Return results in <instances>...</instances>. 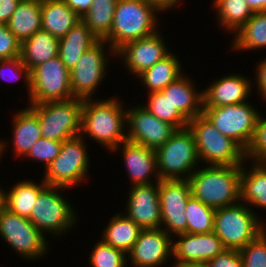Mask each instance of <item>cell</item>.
<instances>
[{
  "label": "cell",
  "instance_id": "6da1fadb",
  "mask_svg": "<svg viewBox=\"0 0 266 267\" xmlns=\"http://www.w3.org/2000/svg\"><path fill=\"white\" fill-rule=\"evenodd\" d=\"M118 99H83L80 136H89L108 151L126 141V108Z\"/></svg>",
  "mask_w": 266,
  "mask_h": 267
},
{
  "label": "cell",
  "instance_id": "7a4b0ae2",
  "mask_svg": "<svg viewBox=\"0 0 266 267\" xmlns=\"http://www.w3.org/2000/svg\"><path fill=\"white\" fill-rule=\"evenodd\" d=\"M160 11L164 12L148 0H118L111 31L103 40L116 52L130 41L153 35L159 31L156 15Z\"/></svg>",
  "mask_w": 266,
  "mask_h": 267
},
{
  "label": "cell",
  "instance_id": "3957f363",
  "mask_svg": "<svg viewBox=\"0 0 266 267\" xmlns=\"http://www.w3.org/2000/svg\"><path fill=\"white\" fill-rule=\"evenodd\" d=\"M205 166L188 179L191 195L214 209L238 203L241 166Z\"/></svg>",
  "mask_w": 266,
  "mask_h": 267
},
{
  "label": "cell",
  "instance_id": "277c9868",
  "mask_svg": "<svg viewBox=\"0 0 266 267\" xmlns=\"http://www.w3.org/2000/svg\"><path fill=\"white\" fill-rule=\"evenodd\" d=\"M193 133L199 161L207 166H242L246 160L245 150L234 140L221 134L204 115L188 122Z\"/></svg>",
  "mask_w": 266,
  "mask_h": 267
},
{
  "label": "cell",
  "instance_id": "5b68a950",
  "mask_svg": "<svg viewBox=\"0 0 266 267\" xmlns=\"http://www.w3.org/2000/svg\"><path fill=\"white\" fill-rule=\"evenodd\" d=\"M257 216L253 209L240 201L218 208L215 211L214 232L226 249L241 250L266 229Z\"/></svg>",
  "mask_w": 266,
  "mask_h": 267
},
{
  "label": "cell",
  "instance_id": "8992f818",
  "mask_svg": "<svg viewBox=\"0 0 266 267\" xmlns=\"http://www.w3.org/2000/svg\"><path fill=\"white\" fill-rule=\"evenodd\" d=\"M155 152L160 180H188L201 163L193 133L188 127L177 130Z\"/></svg>",
  "mask_w": 266,
  "mask_h": 267
},
{
  "label": "cell",
  "instance_id": "52a82bcc",
  "mask_svg": "<svg viewBox=\"0 0 266 267\" xmlns=\"http://www.w3.org/2000/svg\"><path fill=\"white\" fill-rule=\"evenodd\" d=\"M65 189L68 188L47 185L32 206L28 219L43 235H65L77 223L74 206L62 195Z\"/></svg>",
  "mask_w": 266,
  "mask_h": 267
},
{
  "label": "cell",
  "instance_id": "ba28073f",
  "mask_svg": "<svg viewBox=\"0 0 266 267\" xmlns=\"http://www.w3.org/2000/svg\"><path fill=\"white\" fill-rule=\"evenodd\" d=\"M38 117L42 138L65 141L80 135L83 99L29 105Z\"/></svg>",
  "mask_w": 266,
  "mask_h": 267
},
{
  "label": "cell",
  "instance_id": "9c48e42d",
  "mask_svg": "<svg viewBox=\"0 0 266 267\" xmlns=\"http://www.w3.org/2000/svg\"><path fill=\"white\" fill-rule=\"evenodd\" d=\"M84 141L80 135L63 141L60 154L44 170L47 185L72 188L87 181L90 158Z\"/></svg>",
  "mask_w": 266,
  "mask_h": 267
},
{
  "label": "cell",
  "instance_id": "30bf717a",
  "mask_svg": "<svg viewBox=\"0 0 266 267\" xmlns=\"http://www.w3.org/2000/svg\"><path fill=\"white\" fill-rule=\"evenodd\" d=\"M30 76L31 90L28 105L75 98L71 92L70 71L59 56L33 68Z\"/></svg>",
  "mask_w": 266,
  "mask_h": 267
},
{
  "label": "cell",
  "instance_id": "8fae6325",
  "mask_svg": "<svg viewBox=\"0 0 266 267\" xmlns=\"http://www.w3.org/2000/svg\"><path fill=\"white\" fill-rule=\"evenodd\" d=\"M245 103L222 107H203V114L225 136L246 150L252 140L260 112Z\"/></svg>",
  "mask_w": 266,
  "mask_h": 267
},
{
  "label": "cell",
  "instance_id": "7c38bea8",
  "mask_svg": "<svg viewBox=\"0 0 266 267\" xmlns=\"http://www.w3.org/2000/svg\"><path fill=\"white\" fill-rule=\"evenodd\" d=\"M108 44L106 49L104 46ZM106 49V50H105ZM116 56V52L105 40H98L80 57L76 66L70 71L71 92L75 98H92L100 83L104 80L105 72L110 58L106 56Z\"/></svg>",
  "mask_w": 266,
  "mask_h": 267
},
{
  "label": "cell",
  "instance_id": "4fadbf2b",
  "mask_svg": "<svg viewBox=\"0 0 266 267\" xmlns=\"http://www.w3.org/2000/svg\"><path fill=\"white\" fill-rule=\"evenodd\" d=\"M0 236L25 259L42 258L48 252V240L29 219L6 208L0 212Z\"/></svg>",
  "mask_w": 266,
  "mask_h": 267
},
{
  "label": "cell",
  "instance_id": "5bb4252c",
  "mask_svg": "<svg viewBox=\"0 0 266 267\" xmlns=\"http://www.w3.org/2000/svg\"><path fill=\"white\" fill-rule=\"evenodd\" d=\"M190 196L191 187L188 180L159 181L161 228L173 236L172 238L186 233L187 218L184 212Z\"/></svg>",
  "mask_w": 266,
  "mask_h": 267
},
{
  "label": "cell",
  "instance_id": "9a60e30c",
  "mask_svg": "<svg viewBox=\"0 0 266 267\" xmlns=\"http://www.w3.org/2000/svg\"><path fill=\"white\" fill-rule=\"evenodd\" d=\"M134 106L128 109L126 107L128 141L156 150L177 131L174 126L156 118L142 105Z\"/></svg>",
  "mask_w": 266,
  "mask_h": 267
},
{
  "label": "cell",
  "instance_id": "2e32d148",
  "mask_svg": "<svg viewBox=\"0 0 266 267\" xmlns=\"http://www.w3.org/2000/svg\"><path fill=\"white\" fill-rule=\"evenodd\" d=\"M177 241H172V257L176 260L173 267L185 264L207 263L226 248L215 232L175 235Z\"/></svg>",
  "mask_w": 266,
  "mask_h": 267
},
{
  "label": "cell",
  "instance_id": "e0dca14e",
  "mask_svg": "<svg viewBox=\"0 0 266 267\" xmlns=\"http://www.w3.org/2000/svg\"><path fill=\"white\" fill-rule=\"evenodd\" d=\"M171 238L162 228L143 229L127 259L133 267H161L171 259L172 241L175 240Z\"/></svg>",
  "mask_w": 266,
  "mask_h": 267
},
{
  "label": "cell",
  "instance_id": "ac0fdd59",
  "mask_svg": "<svg viewBox=\"0 0 266 267\" xmlns=\"http://www.w3.org/2000/svg\"><path fill=\"white\" fill-rule=\"evenodd\" d=\"M125 206L124 214L142 229L161 228L159 182L131 186Z\"/></svg>",
  "mask_w": 266,
  "mask_h": 267
},
{
  "label": "cell",
  "instance_id": "d6986e66",
  "mask_svg": "<svg viewBox=\"0 0 266 267\" xmlns=\"http://www.w3.org/2000/svg\"><path fill=\"white\" fill-rule=\"evenodd\" d=\"M160 32L124 44L116 51V58L123 59L126 69L135 76L152 67L170 53Z\"/></svg>",
  "mask_w": 266,
  "mask_h": 267
},
{
  "label": "cell",
  "instance_id": "ffe728a7",
  "mask_svg": "<svg viewBox=\"0 0 266 267\" xmlns=\"http://www.w3.org/2000/svg\"><path fill=\"white\" fill-rule=\"evenodd\" d=\"M122 148V157L124 166L128 171L132 183L131 185H147L160 181L157 173L156 152L154 149L147 148L144 145L136 144L131 141H124L119 146L114 148L113 151H118ZM155 181H151L152 176Z\"/></svg>",
  "mask_w": 266,
  "mask_h": 267
},
{
  "label": "cell",
  "instance_id": "44dd1931",
  "mask_svg": "<svg viewBox=\"0 0 266 267\" xmlns=\"http://www.w3.org/2000/svg\"><path fill=\"white\" fill-rule=\"evenodd\" d=\"M252 83L241 74L222 76L203 91V107H222L245 103L250 98Z\"/></svg>",
  "mask_w": 266,
  "mask_h": 267
},
{
  "label": "cell",
  "instance_id": "7402d4cb",
  "mask_svg": "<svg viewBox=\"0 0 266 267\" xmlns=\"http://www.w3.org/2000/svg\"><path fill=\"white\" fill-rule=\"evenodd\" d=\"M194 82L182 74L170 83L162 93L168 96L176 109L188 122L203 114V91H196Z\"/></svg>",
  "mask_w": 266,
  "mask_h": 267
},
{
  "label": "cell",
  "instance_id": "603a6c76",
  "mask_svg": "<svg viewBox=\"0 0 266 267\" xmlns=\"http://www.w3.org/2000/svg\"><path fill=\"white\" fill-rule=\"evenodd\" d=\"M245 164L248 165L244 162L241 166L240 202L251 209L258 207L266 210V163L253 162L248 169Z\"/></svg>",
  "mask_w": 266,
  "mask_h": 267
},
{
  "label": "cell",
  "instance_id": "cb8c5ba5",
  "mask_svg": "<svg viewBox=\"0 0 266 267\" xmlns=\"http://www.w3.org/2000/svg\"><path fill=\"white\" fill-rule=\"evenodd\" d=\"M98 40L83 21L79 20L64 37L59 39L58 56L66 68L71 71L81 55Z\"/></svg>",
  "mask_w": 266,
  "mask_h": 267
},
{
  "label": "cell",
  "instance_id": "d4e9b609",
  "mask_svg": "<svg viewBox=\"0 0 266 267\" xmlns=\"http://www.w3.org/2000/svg\"><path fill=\"white\" fill-rule=\"evenodd\" d=\"M80 17L63 0H43L41 5L42 30L60 39L73 28Z\"/></svg>",
  "mask_w": 266,
  "mask_h": 267
},
{
  "label": "cell",
  "instance_id": "484cf974",
  "mask_svg": "<svg viewBox=\"0 0 266 267\" xmlns=\"http://www.w3.org/2000/svg\"><path fill=\"white\" fill-rule=\"evenodd\" d=\"M59 39L40 30L21 43L20 57L31 71L38 65L58 56Z\"/></svg>",
  "mask_w": 266,
  "mask_h": 267
},
{
  "label": "cell",
  "instance_id": "4316f807",
  "mask_svg": "<svg viewBox=\"0 0 266 267\" xmlns=\"http://www.w3.org/2000/svg\"><path fill=\"white\" fill-rule=\"evenodd\" d=\"M13 116V153L21 158L42 138L41 128L38 117L28 107Z\"/></svg>",
  "mask_w": 266,
  "mask_h": 267
},
{
  "label": "cell",
  "instance_id": "83f0119b",
  "mask_svg": "<svg viewBox=\"0 0 266 267\" xmlns=\"http://www.w3.org/2000/svg\"><path fill=\"white\" fill-rule=\"evenodd\" d=\"M41 5L40 0H21L11 15L7 27L20 43L42 30Z\"/></svg>",
  "mask_w": 266,
  "mask_h": 267
},
{
  "label": "cell",
  "instance_id": "f1b7e54d",
  "mask_svg": "<svg viewBox=\"0 0 266 267\" xmlns=\"http://www.w3.org/2000/svg\"><path fill=\"white\" fill-rule=\"evenodd\" d=\"M143 229L123 213L112 215L102 232L101 240L128 254Z\"/></svg>",
  "mask_w": 266,
  "mask_h": 267
},
{
  "label": "cell",
  "instance_id": "f546056e",
  "mask_svg": "<svg viewBox=\"0 0 266 267\" xmlns=\"http://www.w3.org/2000/svg\"><path fill=\"white\" fill-rule=\"evenodd\" d=\"M169 53L166 57L156 62L152 67L145 69L136 77H139L149 93L159 92L174 82L183 73L179 57Z\"/></svg>",
  "mask_w": 266,
  "mask_h": 267
},
{
  "label": "cell",
  "instance_id": "4dcf8cb0",
  "mask_svg": "<svg viewBox=\"0 0 266 267\" xmlns=\"http://www.w3.org/2000/svg\"><path fill=\"white\" fill-rule=\"evenodd\" d=\"M46 186L44 180L39 184L33 180L18 181L9 191H6V209L16 215L29 218L35 200Z\"/></svg>",
  "mask_w": 266,
  "mask_h": 267
},
{
  "label": "cell",
  "instance_id": "1f68e13d",
  "mask_svg": "<svg viewBox=\"0 0 266 267\" xmlns=\"http://www.w3.org/2000/svg\"><path fill=\"white\" fill-rule=\"evenodd\" d=\"M233 35L232 50L241 52L266 48V11L254 12L252 17Z\"/></svg>",
  "mask_w": 266,
  "mask_h": 267
},
{
  "label": "cell",
  "instance_id": "d6a6232c",
  "mask_svg": "<svg viewBox=\"0 0 266 267\" xmlns=\"http://www.w3.org/2000/svg\"><path fill=\"white\" fill-rule=\"evenodd\" d=\"M217 13V22L227 33L236 32L254 14L246 0H213Z\"/></svg>",
  "mask_w": 266,
  "mask_h": 267
},
{
  "label": "cell",
  "instance_id": "836d02e7",
  "mask_svg": "<svg viewBox=\"0 0 266 267\" xmlns=\"http://www.w3.org/2000/svg\"><path fill=\"white\" fill-rule=\"evenodd\" d=\"M117 1L93 0L89 11L80 18L99 40L111 31Z\"/></svg>",
  "mask_w": 266,
  "mask_h": 267
},
{
  "label": "cell",
  "instance_id": "e575fe53",
  "mask_svg": "<svg viewBox=\"0 0 266 267\" xmlns=\"http://www.w3.org/2000/svg\"><path fill=\"white\" fill-rule=\"evenodd\" d=\"M215 211L216 209L208 207L191 195L184 212L187 218L186 233L201 234L213 232Z\"/></svg>",
  "mask_w": 266,
  "mask_h": 267
},
{
  "label": "cell",
  "instance_id": "d590c367",
  "mask_svg": "<svg viewBox=\"0 0 266 267\" xmlns=\"http://www.w3.org/2000/svg\"><path fill=\"white\" fill-rule=\"evenodd\" d=\"M148 102L142 106L156 118L169 123L177 130L187 128L188 121L174 109L168 96H165L162 91L148 93Z\"/></svg>",
  "mask_w": 266,
  "mask_h": 267
},
{
  "label": "cell",
  "instance_id": "8d00e7d4",
  "mask_svg": "<svg viewBox=\"0 0 266 267\" xmlns=\"http://www.w3.org/2000/svg\"><path fill=\"white\" fill-rule=\"evenodd\" d=\"M127 261V254L99 240L93 247L88 262L90 267H127Z\"/></svg>",
  "mask_w": 266,
  "mask_h": 267
},
{
  "label": "cell",
  "instance_id": "74e56055",
  "mask_svg": "<svg viewBox=\"0 0 266 267\" xmlns=\"http://www.w3.org/2000/svg\"><path fill=\"white\" fill-rule=\"evenodd\" d=\"M239 252L243 267H266V229Z\"/></svg>",
  "mask_w": 266,
  "mask_h": 267
},
{
  "label": "cell",
  "instance_id": "f35d334b",
  "mask_svg": "<svg viewBox=\"0 0 266 267\" xmlns=\"http://www.w3.org/2000/svg\"><path fill=\"white\" fill-rule=\"evenodd\" d=\"M261 116L257 119V124L252 140L245 150L246 161L256 163H266V118Z\"/></svg>",
  "mask_w": 266,
  "mask_h": 267
},
{
  "label": "cell",
  "instance_id": "ab89813d",
  "mask_svg": "<svg viewBox=\"0 0 266 267\" xmlns=\"http://www.w3.org/2000/svg\"><path fill=\"white\" fill-rule=\"evenodd\" d=\"M62 145L63 141L40 138L23 158L28 157L44 163L46 169L60 154Z\"/></svg>",
  "mask_w": 266,
  "mask_h": 267
},
{
  "label": "cell",
  "instance_id": "60d3db41",
  "mask_svg": "<svg viewBox=\"0 0 266 267\" xmlns=\"http://www.w3.org/2000/svg\"><path fill=\"white\" fill-rule=\"evenodd\" d=\"M6 70H10V73L13 74L12 78L8 76L12 75L7 73ZM9 72V71H8ZM7 73V74H6ZM10 74V75H9ZM6 75V76H5ZM21 77L24 78L26 85L28 87V95H30L31 85H30V70L29 68L22 62L21 57L13 58V59H4L0 60V78L5 81H17Z\"/></svg>",
  "mask_w": 266,
  "mask_h": 267
},
{
  "label": "cell",
  "instance_id": "b9f144b4",
  "mask_svg": "<svg viewBox=\"0 0 266 267\" xmlns=\"http://www.w3.org/2000/svg\"><path fill=\"white\" fill-rule=\"evenodd\" d=\"M20 51V41L10 32L7 25L0 24V60L17 58Z\"/></svg>",
  "mask_w": 266,
  "mask_h": 267
},
{
  "label": "cell",
  "instance_id": "7bdbcfd3",
  "mask_svg": "<svg viewBox=\"0 0 266 267\" xmlns=\"http://www.w3.org/2000/svg\"><path fill=\"white\" fill-rule=\"evenodd\" d=\"M205 264L207 267H243V260L239 250L226 249Z\"/></svg>",
  "mask_w": 266,
  "mask_h": 267
},
{
  "label": "cell",
  "instance_id": "ee69618b",
  "mask_svg": "<svg viewBox=\"0 0 266 267\" xmlns=\"http://www.w3.org/2000/svg\"><path fill=\"white\" fill-rule=\"evenodd\" d=\"M256 71V88H258L257 91H259L261 98L266 101V58L264 60H260Z\"/></svg>",
  "mask_w": 266,
  "mask_h": 267
},
{
  "label": "cell",
  "instance_id": "f6af8a7d",
  "mask_svg": "<svg viewBox=\"0 0 266 267\" xmlns=\"http://www.w3.org/2000/svg\"><path fill=\"white\" fill-rule=\"evenodd\" d=\"M20 1L21 0H0V24L7 25Z\"/></svg>",
  "mask_w": 266,
  "mask_h": 267
},
{
  "label": "cell",
  "instance_id": "bcb514c9",
  "mask_svg": "<svg viewBox=\"0 0 266 267\" xmlns=\"http://www.w3.org/2000/svg\"><path fill=\"white\" fill-rule=\"evenodd\" d=\"M80 18L90 9L93 0H63Z\"/></svg>",
  "mask_w": 266,
  "mask_h": 267
},
{
  "label": "cell",
  "instance_id": "7dc6e473",
  "mask_svg": "<svg viewBox=\"0 0 266 267\" xmlns=\"http://www.w3.org/2000/svg\"><path fill=\"white\" fill-rule=\"evenodd\" d=\"M157 4L163 11L176 7L182 0H148Z\"/></svg>",
  "mask_w": 266,
  "mask_h": 267
},
{
  "label": "cell",
  "instance_id": "c3c4849f",
  "mask_svg": "<svg viewBox=\"0 0 266 267\" xmlns=\"http://www.w3.org/2000/svg\"><path fill=\"white\" fill-rule=\"evenodd\" d=\"M253 12L266 11V0H246Z\"/></svg>",
  "mask_w": 266,
  "mask_h": 267
},
{
  "label": "cell",
  "instance_id": "681fc988",
  "mask_svg": "<svg viewBox=\"0 0 266 267\" xmlns=\"http://www.w3.org/2000/svg\"><path fill=\"white\" fill-rule=\"evenodd\" d=\"M6 208V191L0 187V212Z\"/></svg>",
  "mask_w": 266,
  "mask_h": 267
},
{
  "label": "cell",
  "instance_id": "f907efd6",
  "mask_svg": "<svg viewBox=\"0 0 266 267\" xmlns=\"http://www.w3.org/2000/svg\"><path fill=\"white\" fill-rule=\"evenodd\" d=\"M6 143H7V141L0 139V158L4 154L5 149H7L6 148V146H7Z\"/></svg>",
  "mask_w": 266,
  "mask_h": 267
},
{
  "label": "cell",
  "instance_id": "816d5d0a",
  "mask_svg": "<svg viewBox=\"0 0 266 267\" xmlns=\"http://www.w3.org/2000/svg\"><path fill=\"white\" fill-rule=\"evenodd\" d=\"M179 267H207L204 263H196V264H185Z\"/></svg>",
  "mask_w": 266,
  "mask_h": 267
}]
</instances>
